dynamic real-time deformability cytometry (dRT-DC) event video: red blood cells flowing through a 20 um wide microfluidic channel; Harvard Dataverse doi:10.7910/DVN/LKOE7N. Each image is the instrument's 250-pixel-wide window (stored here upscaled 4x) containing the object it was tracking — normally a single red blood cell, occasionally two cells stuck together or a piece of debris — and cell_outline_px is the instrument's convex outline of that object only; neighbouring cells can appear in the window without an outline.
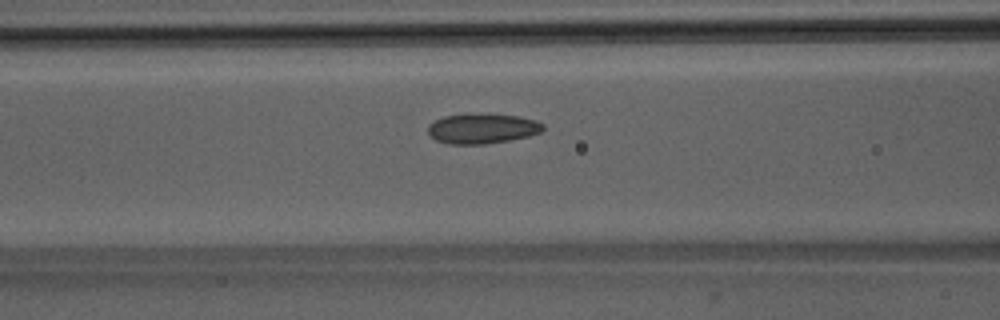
{"species": "Egyptian fruit bat (a non-hibernating species)", "species_latin": "Rousettus aegyptiacus", "temperature_condition": "room temperature", "stored_images_in_passage": 48, "camera_frame_rate_fps": 3000, "um_per_image_px": 0.085, "animal": {"sex": "male"}, "frame": {"image": 1, "passage_image": 19, "time_ms": 6.0, "image_size_px": [1000, 320], "cell_outline_px": [[544, 128], [540, 132], [528, 136], [508, 140], [484, 144], [448, 144], [436, 140], [428, 132], [428, 124], [444, 116], [476, 112], [520, 116], [536, 120], [544, 124]], "centroid_in_image_um": [40.99, 10.9], "position_along_channel_um": 125.6, "area_um2": 20.4}}
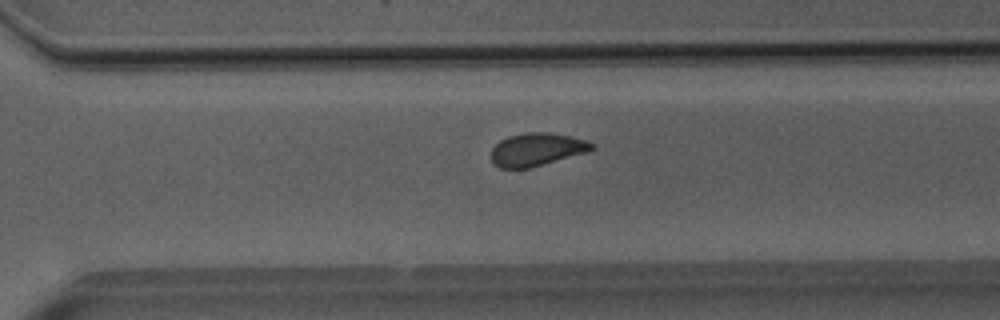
{"frame": {"image": 2, "passage_image": 34, "time_ms": 11.0, "image_size_px": [1000, 320], "cell_outline_px": [[596, 148], [588, 152], [528, 168], [500, 168], [492, 164], [492, 148], [500, 140], [508, 136], [528, 132], [544, 132], [568, 136], [588, 140], [596, 144]], "centroid_in_image_um": [45.64, 12.7], "position_along_channel_um": 325.0, "area_um2": 19.31}}
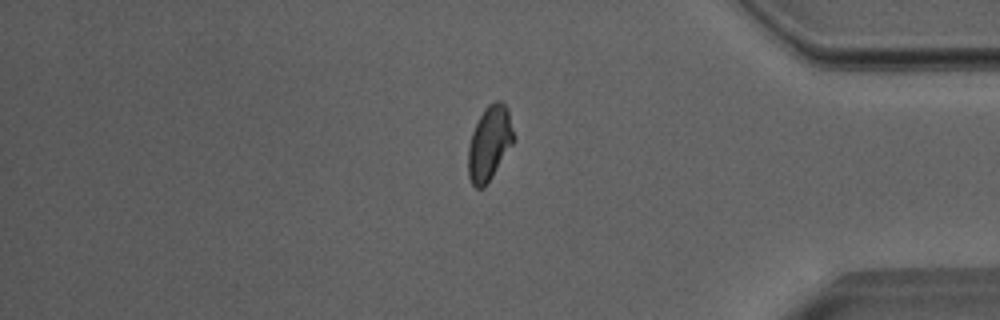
{"frame": {"image": 3, "passage_image": 41, "time_ms": 13.333, "image_size_px": [1000, 320], "cell_outline_px": [[516, 136], [512, 144], [492, 176], [484, 188], [476, 188], [472, 184], [468, 176], [468, 144], [472, 132], [484, 108], [488, 104], [496, 100], [500, 100], [508, 108]], "centroid_in_image_um": [41.61, 12.14], "position_along_channel_um": 393.6, "area_um2": 19.83}}